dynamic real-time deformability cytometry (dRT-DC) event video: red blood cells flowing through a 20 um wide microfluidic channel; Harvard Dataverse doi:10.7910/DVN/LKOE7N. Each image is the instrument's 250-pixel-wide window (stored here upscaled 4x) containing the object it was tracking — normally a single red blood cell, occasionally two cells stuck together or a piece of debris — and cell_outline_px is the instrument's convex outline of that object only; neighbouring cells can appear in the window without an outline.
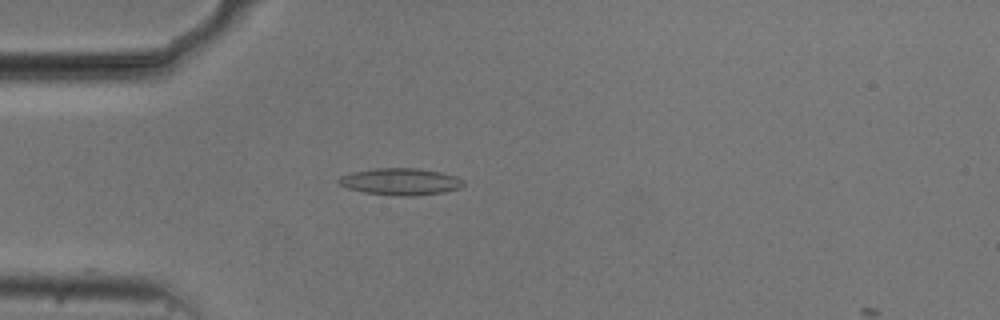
{"species": "common noctule bat (a hibernating species)", "species_latin": "Nyctalus noctula", "temperature_condition": "cold", "stored_images_in_passage": 35, "camera_frame_rate_fps": 3000, "um_per_image_px": 0.085, "animal": {"sex": "male", "body_mass_g": 20.5, "forearm_length_mm": 52.5}, "frame": {"image": 1, "passage_image": 3, "time_ms": 0.667, "image_size_px": [1000, 320], "cell_outline_px": [[464, 184], [460, 188], [444, 192], [412, 196], [396, 196], [364, 192], [348, 188], [340, 184], [336, 180], [340, 176], [352, 172], [376, 168], [416, 168], [440, 172], [456, 176], [464, 180]], "centroid_in_image_um": [34.05, 15.44], "position_along_channel_um": 51.0, "area_um2": 19.54}}
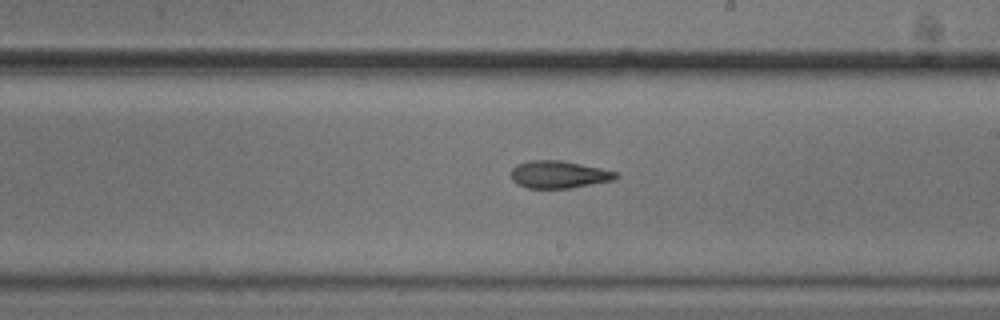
{"frame": {"image": 2, "passage_image": 19, "time_ms": 6.0, "image_size_px": [1000, 320], "cell_outline_px": [[620, 176], [616, 180], [572, 188], [528, 188], [516, 184], [512, 180], [512, 168], [516, 164], [528, 160], [560, 160], [620, 172]], "centroid_in_image_um": [47.54, 14.84], "position_along_channel_um": 241.5, "area_um2": 16.99}}
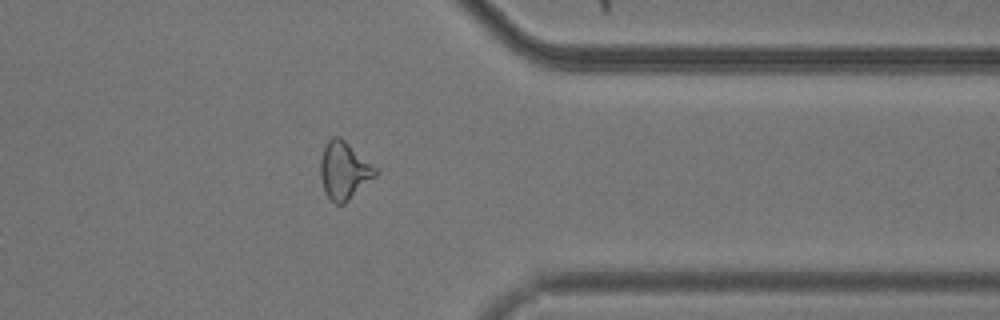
{"frame": {"image": 3, "passage_image": 31, "time_ms": 10.0, "image_size_px": [1000, 320], "cell_outline_px": [[376, 176], [344, 204], [336, 204], [324, 192], [320, 176], [320, 160], [324, 148], [328, 140], [332, 136], [340, 136], [376, 168]], "centroid_in_image_um": [29.22, 14.5], "position_along_channel_um": 382.2, "area_um2": 18.21}, "authors_computed_cell_mechanics": {"area_um2": 17.051, "velocity_mm_per_s": 3.7423, "shape_relaxation_time_tau1_ms": null, "shape_relaxation_time_tau2_ms": 4.2518, "deformation_change_tau1": null, "deformation_change_tau2": 0.128}}